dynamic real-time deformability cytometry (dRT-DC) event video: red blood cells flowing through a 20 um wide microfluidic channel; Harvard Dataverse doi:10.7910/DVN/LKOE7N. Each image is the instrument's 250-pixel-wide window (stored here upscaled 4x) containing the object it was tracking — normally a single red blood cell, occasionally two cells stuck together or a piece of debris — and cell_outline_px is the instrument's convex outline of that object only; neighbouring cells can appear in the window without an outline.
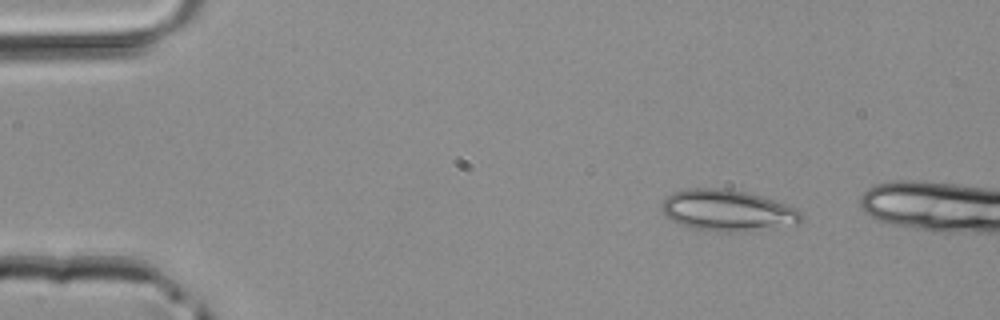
{"species": "common noctule bat (a hibernating species)", "species_latin": "Nyctalus noctula", "temperature_condition": "room temperature", "stored_images_in_passage": 2, "camera_frame_rate_fps": 3000, "um_per_image_px": 0.085, "animal": {"sex": "male", "body_mass_g": 20.4}, "frame": {"image": 1, "passage_image": 1, "time_ms": 0.0, "image_size_px": [1000, 320], "cell_outline_px": [[804, 220], [796, 224], [744, 232], [724, 232], [692, 228], [680, 224], [672, 220], [660, 208], [664, 200], [672, 192], [688, 188], [724, 188], [748, 192], [800, 208], [804, 216]], "centroid_in_image_um": [61.9, 17.88], "position_along_channel_um": 23.1, "area_um2": 33.87}}